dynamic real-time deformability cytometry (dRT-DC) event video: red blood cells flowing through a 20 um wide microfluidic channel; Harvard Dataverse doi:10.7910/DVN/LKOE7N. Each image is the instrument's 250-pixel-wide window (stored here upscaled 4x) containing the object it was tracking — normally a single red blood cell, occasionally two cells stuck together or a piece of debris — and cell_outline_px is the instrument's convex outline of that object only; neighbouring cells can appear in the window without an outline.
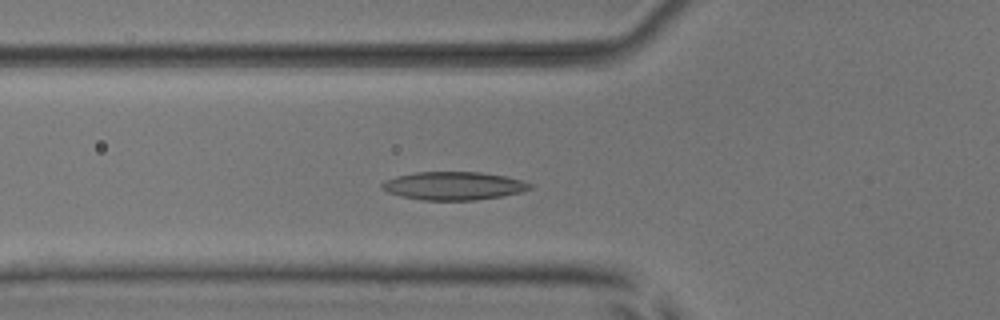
{"species": "common noctule bat (a hibernating species)", "species_latin": "Nyctalus noctula", "temperature_condition": "room temperature", "stored_images_in_passage": 51, "camera_frame_rate_fps": 3000, "um_per_image_px": 0.085, "animal": {"sex": "male", "body_mass_g": 17.9, "forearm_length_mm": 54.2}, "frame": {"image": 1, "passage_image": 17, "time_ms": 5.333, "image_size_px": [1000, 320], "cell_outline_px": [[532, 188], [520, 192], [504, 196], [472, 200], [424, 200], [400, 196], [388, 192], [380, 188], [380, 184], [384, 180], [396, 176], [416, 172], [480, 172], [504, 176], [520, 180], [532, 184]], "centroid_in_image_um": [38.52, 15.79], "position_along_channel_um": 87.3, "area_um2": 24.28}}
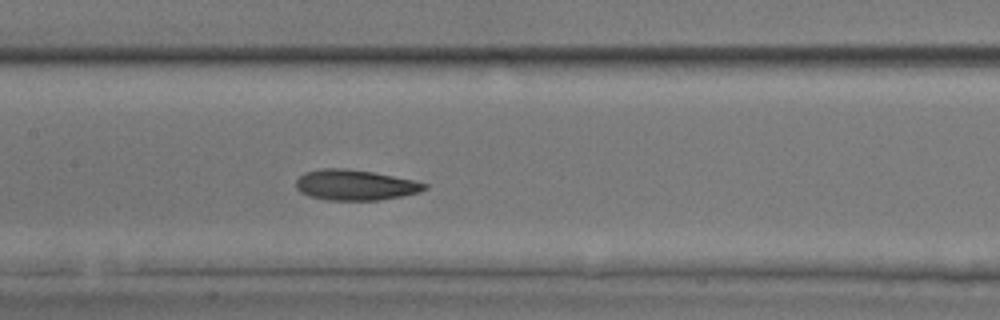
{"frame": {"image": 2, "passage_image": 24, "time_ms": 7.667, "image_size_px": [1000, 320], "cell_outline_px": [[428, 188], [420, 192], [404, 196], [380, 200], [328, 200], [308, 196], [300, 192], [296, 188], [296, 180], [304, 172], [324, 168], [348, 168], [372, 172], [416, 180], [428, 184]], "centroid_in_image_um": [30.21, 15.72], "position_along_channel_um": 177.2, "area_um2": 23.12}}
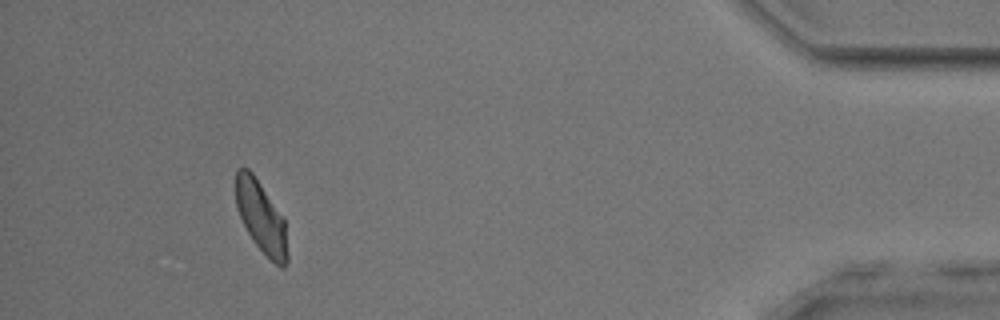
{"frame": {"image": 3, "passage_image": 47, "time_ms": 15.333, "image_size_px": [1000, 320], "cell_outline_px": [[288, 260], [284, 268], [280, 268], [252, 240], [240, 216], [236, 204], [236, 168], [248, 168], [252, 172], [284, 216], [288, 252]], "centroid_in_image_um": [22.22, 18.45], "position_along_channel_um": 413.0, "area_um2": 21.5}, "authors_computed_cell_mechanics": {"area_um2": 22.7154, "velocity_mm_per_s": 3.8496, "shape_relaxation_time_tau1_ms": 5.1108, "shape_relaxation_time_tau2_ms": 3.264, "deformation_change_tau1": 0.1325, "deformation_change_tau2": 0.1019}}